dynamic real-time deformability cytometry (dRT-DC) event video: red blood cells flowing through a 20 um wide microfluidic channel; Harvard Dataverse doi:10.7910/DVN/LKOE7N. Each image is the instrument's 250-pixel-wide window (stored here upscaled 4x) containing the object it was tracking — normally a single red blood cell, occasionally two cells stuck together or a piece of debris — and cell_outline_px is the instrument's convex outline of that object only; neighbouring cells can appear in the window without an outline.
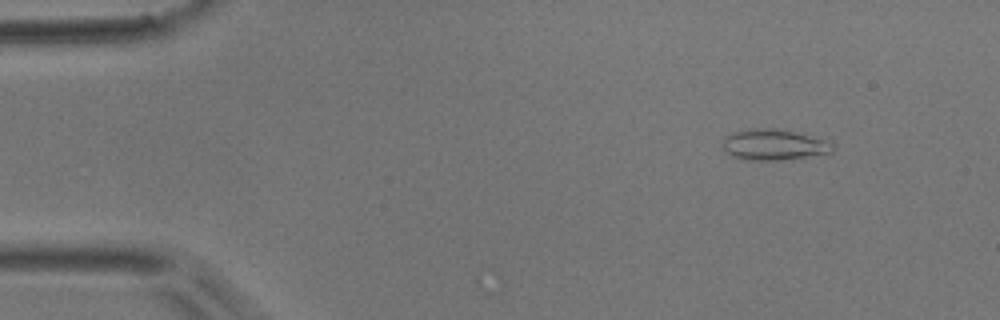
{"species": "common noctule bat (a hibernating species)", "species_latin": "Nyctalus noctula", "temperature_condition": "room temperature", "stored_images_in_passage": 47, "camera_frame_rate_fps": 3000, "um_per_image_px": 0.085, "animal": {"sex": "male", "body_mass_g": 17.9}, "frame": {"image": 1, "passage_image": 2, "time_ms": 0.333, "image_size_px": [1000, 320], "cell_outline_px": [[832, 148], [828, 152], [804, 156], [776, 160], [748, 160], [732, 156], [724, 152], [720, 144], [724, 136], [732, 132], [756, 128], [772, 128], [792, 132], [824, 140], [832, 144]], "centroid_in_image_um": [65.6, 12.29], "position_along_channel_um": 19.4, "area_um2": 19.25}}
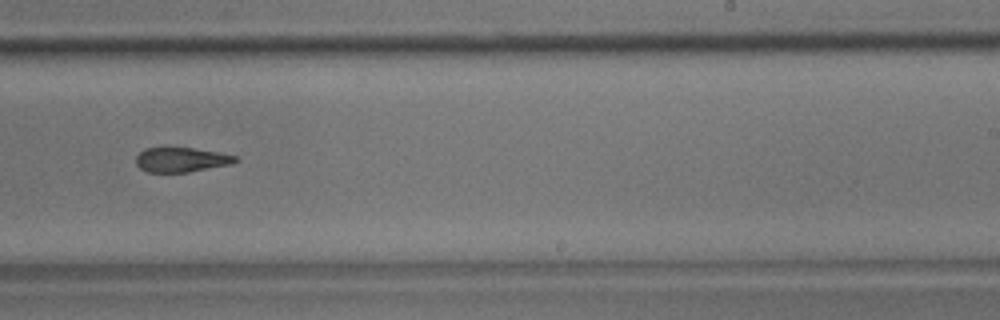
{"frame": {"image": 2, "passage_image": 28, "time_ms": 9.0, "image_size_px": [1000, 320], "cell_outline_px": [[240, 160], [232, 164], [188, 172], [148, 172], [140, 168], [136, 164], [136, 156], [144, 148], [192, 148], [220, 152], [236, 156]], "centroid_in_image_um": [15.43, 13.58], "position_along_channel_um": 273.6, "area_um2": 14.28}}
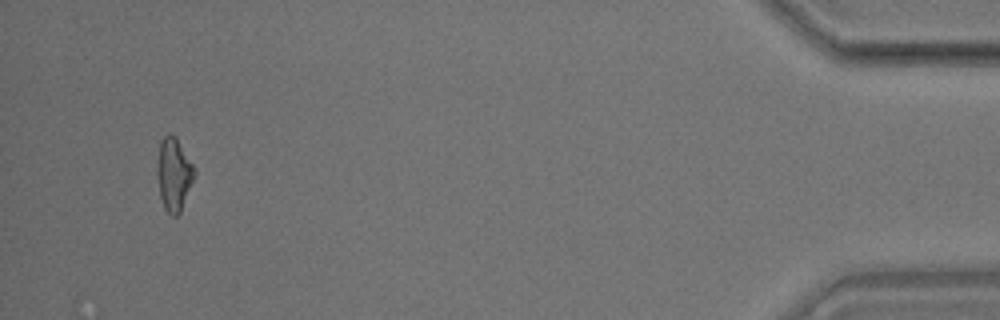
{"frame": {"image": 3, "passage_image": 45, "time_ms": 14.667, "image_size_px": [1000, 320], "cell_outline_px": [[196, 172], [180, 212], [176, 216], [172, 216], [164, 208], [160, 196], [156, 172], [156, 164], [160, 144], [164, 136], [168, 132], [176, 136], [192, 164]], "centroid_in_image_um": [14.75, 14.79], "position_along_channel_um": 420.4, "area_um2": 15.72}, "authors_computed_cell_mechanics": {"area_um2": 15.7794, "velocity_mm_per_s": 3.9279, "shape_relaxation_time_tau1_ms": 5.5907, "shape_relaxation_time_tau2_ms": 4.0164, "deformation_change_tau1": 0.1508, "deformation_change_tau2": 0.1177}}